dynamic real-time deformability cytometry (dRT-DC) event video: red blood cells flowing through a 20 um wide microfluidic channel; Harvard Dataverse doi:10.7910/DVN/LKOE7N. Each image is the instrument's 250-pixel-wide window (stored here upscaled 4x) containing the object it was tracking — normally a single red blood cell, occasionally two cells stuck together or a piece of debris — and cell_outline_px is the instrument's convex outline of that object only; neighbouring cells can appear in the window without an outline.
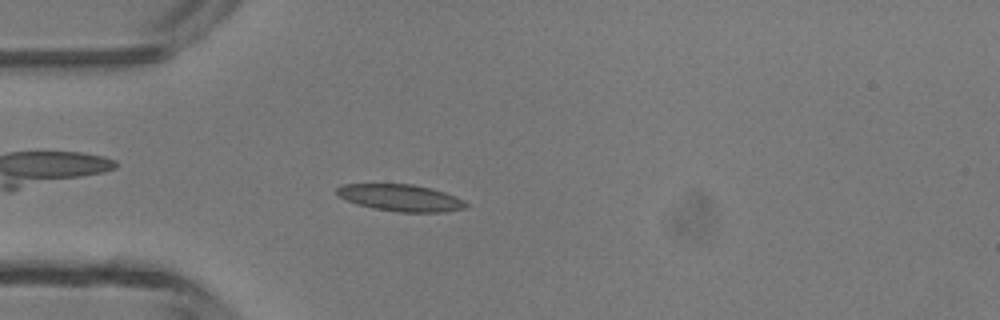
{"species": "common noctule bat (a hibernating species)", "species_latin": "Nyctalus noctula", "temperature_condition": "room temperature", "stored_images_in_passage": 46, "camera_frame_rate_fps": 3000, "um_per_image_px": 0.085, "animal": {"sex": "male", "body_mass_g": 13.3}, "frame": {"image": 1, "passage_image": 13, "time_ms": 4.0, "image_size_px": [1000, 320], "cell_outline_px": [[468, 204], [464, 208], [444, 212], [400, 212], [372, 208], [356, 204], [340, 196], [336, 192], [336, 188], [344, 184], [412, 184], [432, 188], [456, 196], [464, 200]], "centroid_in_image_um": [34.07, 16.81], "position_along_channel_um": 50.9, "area_um2": 20.11}}
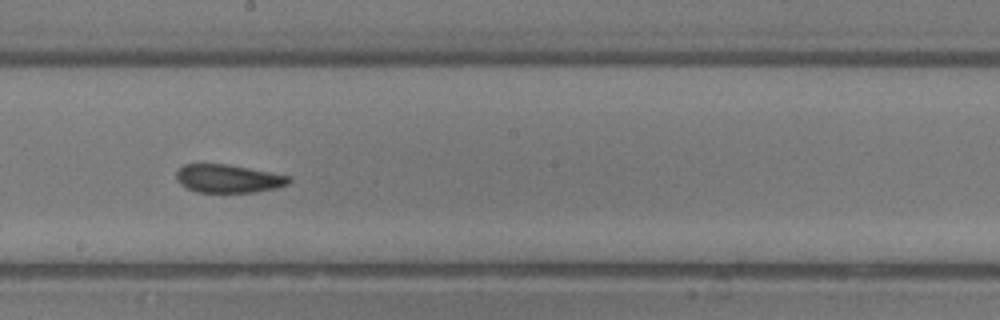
{"frame": {"image": 2, "passage_image": 26, "time_ms": 8.333, "image_size_px": [1000, 320], "cell_outline_px": [[292, 180], [288, 184], [276, 188], [256, 192], [196, 192], [180, 184], [176, 180], [176, 172], [184, 164], [228, 164], [292, 176]], "centroid_in_image_um": [19.42, 15.18], "position_along_channel_um": 228.8, "area_um2": 18.61}}
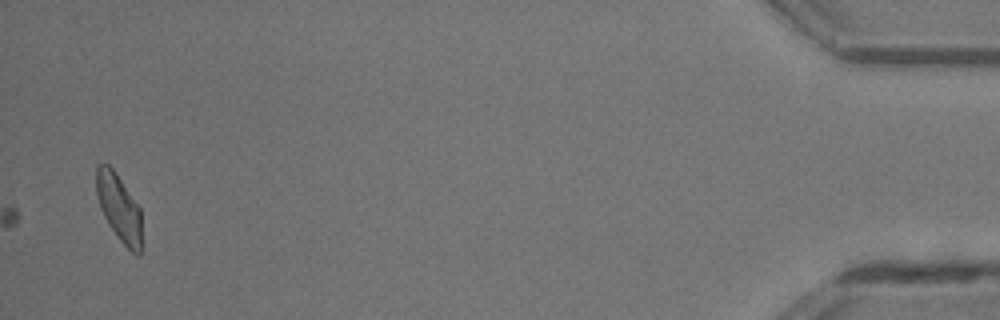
{"frame": {"image": 3, "passage_image": 46, "time_ms": 15.0, "image_size_px": [1000, 320], "cell_outline_px": [[140, 256], [136, 256], [116, 236], [108, 224], [100, 208], [96, 192], [96, 168], [100, 164], [108, 164], [116, 172], [140, 208]], "centroid_in_image_um": [10.09, 17.64], "position_along_channel_um": 425.1, "area_um2": 17.57}, "authors_computed_cell_mechanics": {"area_um2": 18.6983, "velocity_mm_per_s": 4.3186, "shape_relaxation_time_tau1_ms": 5.1259, "shape_relaxation_time_tau2_ms": 1.3317, "deformation_change_tau1": 0.1504, "deformation_change_tau2": 0.0761}}